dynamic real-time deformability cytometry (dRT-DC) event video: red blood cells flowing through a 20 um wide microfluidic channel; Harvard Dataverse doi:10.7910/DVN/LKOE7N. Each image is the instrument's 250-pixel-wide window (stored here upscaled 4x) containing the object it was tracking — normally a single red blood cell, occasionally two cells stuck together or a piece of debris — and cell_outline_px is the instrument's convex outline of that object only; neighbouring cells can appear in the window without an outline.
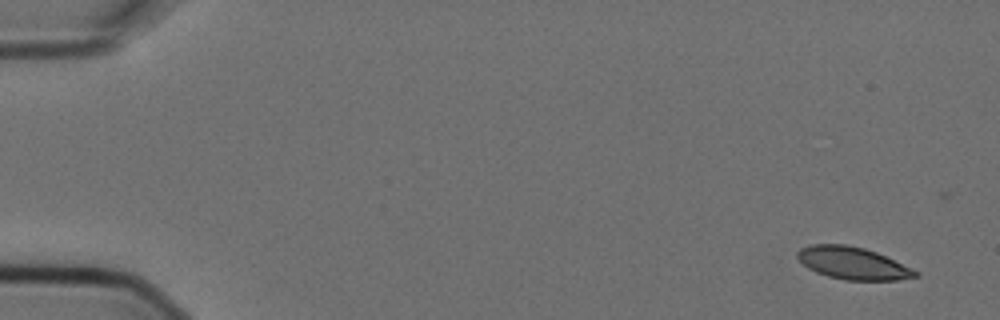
{"species": "Egyptian fruit bat (a non-hibernating species)", "species_latin": "Rousettus aegyptiacus", "temperature_condition": "cold", "stored_images_in_passage": 8, "camera_frame_rate_fps": 3000, "um_per_image_px": 0.085, "animal": {"sex": "female"}, "frame": {"image": 1, "passage_image": 1, "time_ms": 0.0, "image_size_px": [1000, 320], "cell_outline_px": [[920, 276], [900, 280], [844, 280], [828, 276], [816, 272], [808, 268], [796, 256], [796, 252], [800, 248], [812, 244], [844, 244], [864, 248], [876, 252], [920, 272]], "centroid_in_image_um": [72.49, 22.37], "position_along_channel_um": 12.5, "area_um2": 22.2}}
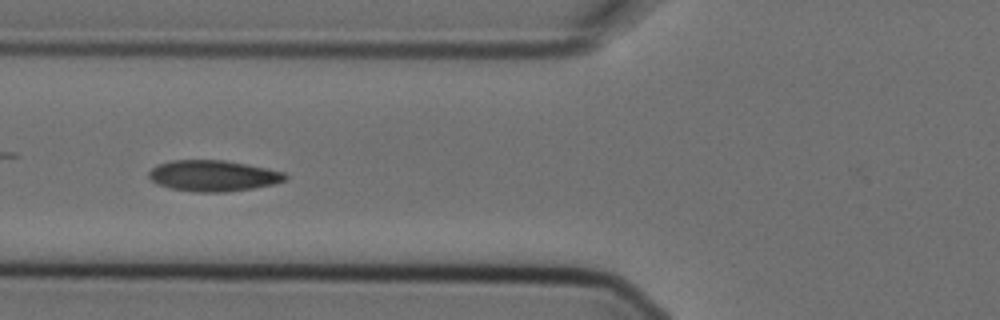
{"frame": {"image": 2, "passage_image": 6, "time_ms": 1.667, "image_size_px": [1000, 320], "cell_outline_px": [[288, 176], [284, 180], [272, 184], [252, 188], [228, 192], [192, 192], [172, 188], [156, 184], [148, 176], [148, 172], [156, 164], [172, 160], [224, 160], [248, 164], [268, 168], [284, 172]], "centroid_in_image_um": [18.09, 14.93], "position_along_channel_um": 107.7, "area_um2": 24.74}}
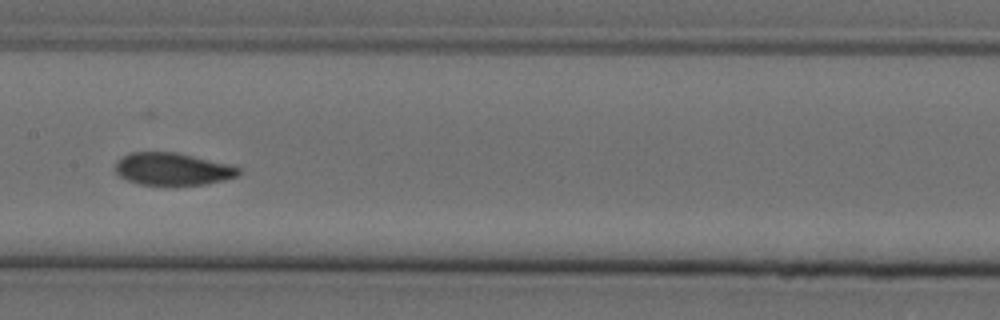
{"frame": {"image": 3, "passage_image": 8, "time_ms": 2.333, "image_size_px": [1000, 320], "cell_outline_px": [[240, 176], [224, 180], [204, 184], [172, 188], [140, 184], [128, 180], [120, 176], [116, 172], [116, 164], [128, 152], [176, 152], [232, 164], [240, 168]], "centroid_in_image_um": [14.73, 14.4], "position_along_channel_um": 192.7, "area_um2": 24.04}}